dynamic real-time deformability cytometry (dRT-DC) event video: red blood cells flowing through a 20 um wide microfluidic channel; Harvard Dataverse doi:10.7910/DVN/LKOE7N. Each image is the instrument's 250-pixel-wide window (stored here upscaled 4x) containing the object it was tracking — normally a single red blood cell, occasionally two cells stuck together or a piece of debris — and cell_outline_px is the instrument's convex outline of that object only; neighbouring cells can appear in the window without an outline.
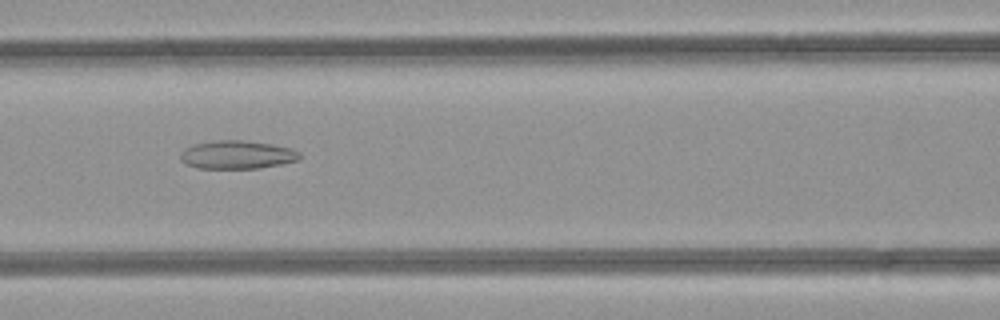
{"species": "common noctule bat (a hibernating species)", "species_latin": "Nyctalus noctula", "temperature_condition": "room temperature", "stored_images_in_passage": 42, "camera_frame_rate_fps": 3000, "um_per_image_px": 0.085, "animal": {"sex": "female", "body_mass_g": 21.9}, "frame": {"image": 1, "passage_image": 21, "time_ms": 6.667, "image_size_px": [1000, 320], "cell_outline_px": [[300, 156], [296, 160], [284, 164], [260, 168], [196, 168], [184, 164], [180, 160], [180, 152], [184, 148], [192, 144], [216, 140], [244, 140], [272, 144], [292, 148], [300, 152]], "centroid_in_image_um": [20.12, 13.15], "position_along_channel_um": 146.5, "area_um2": 19.94}}
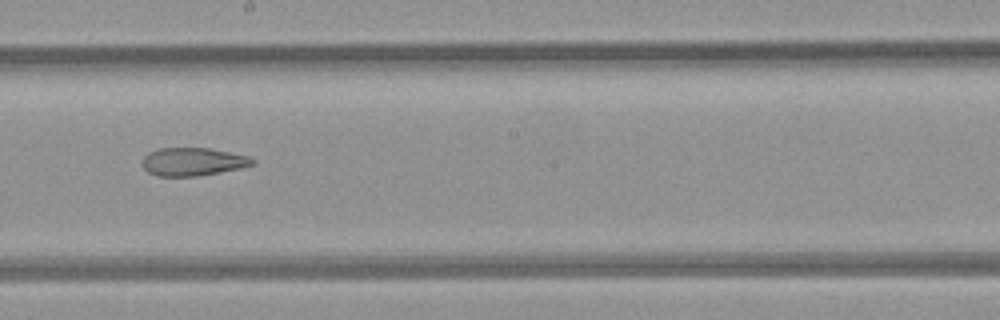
{"frame": {"image": 2, "passage_image": 27, "time_ms": 8.667, "image_size_px": [1000, 320], "cell_outline_px": [[256, 164], [240, 168], [220, 172], [196, 176], [156, 176], [148, 172], [140, 164], [144, 156], [148, 152], [156, 148], [208, 148], [252, 156], [256, 160]], "centroid_in_image_um": [16.4, 13.74], "position_along_channel_um": 231.8, "area_um2": 18.32}}
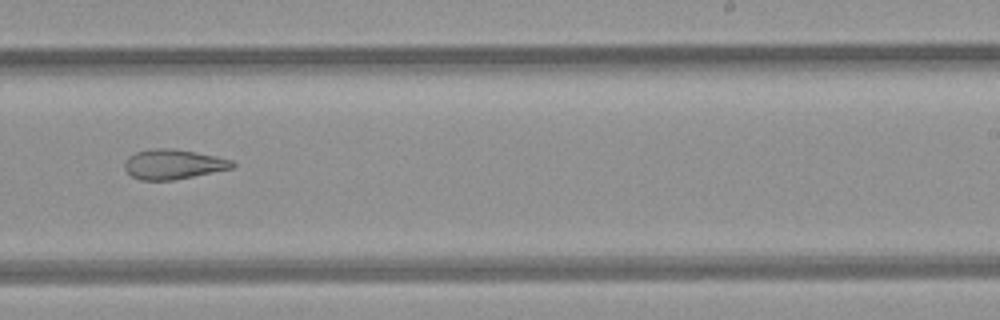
{"frame": {"image": 3, "passage_image": 30, "time_ms": 9.667, "image_size_px": [1000, 320], "cell_outline_px": [[236, 164], [232, 168], [172, 180], [140, 180], [132, 176], [124, 168], [124, 164], [128, 156], [136, 152], [156, 148], [172, 148], [232, 160]], "centroid_in_image_um": [14.68, 13.96], "position_along_channel_um": 274.3, "area_um2": 18.32}}